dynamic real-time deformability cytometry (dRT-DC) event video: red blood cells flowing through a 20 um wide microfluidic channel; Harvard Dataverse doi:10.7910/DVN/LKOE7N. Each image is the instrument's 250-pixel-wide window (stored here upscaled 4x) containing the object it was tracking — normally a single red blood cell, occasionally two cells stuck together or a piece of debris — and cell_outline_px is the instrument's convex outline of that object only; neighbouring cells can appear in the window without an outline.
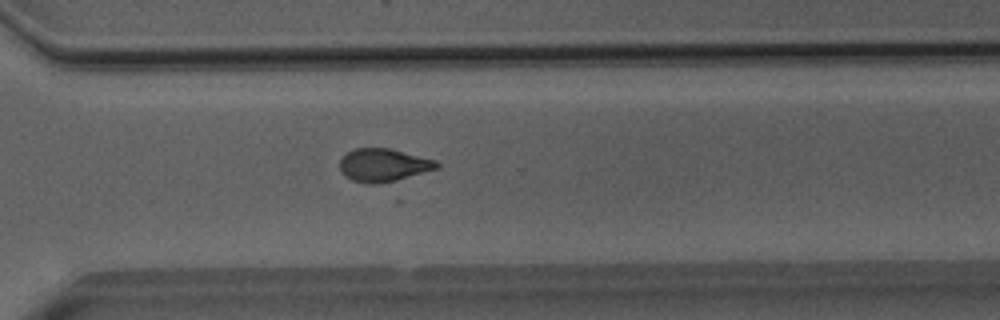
{"species": "Egyptian fruit bat (a non-hibernating species)", "species_latin": "Rousettus aegyptiacus", "temperature_condition": "room temperature", "stored_images_in_passage": 52, "camera_frame_rate_fps": 3000, "um_per_image_px": 0.085, "animal": {"sex": "male"}, "frame": {"image": 1, "passage_image": 37, "time_ms": 12.0, "image_size_px": [1000, 320], "cell_outline_px": [[440, 168], [396, 180], [380, 184], [368, 184], [352, 180], [344, 176], [340, 172], [340, 160], [348, 152], [356, 148], [388, 148], [436, 160], [440, 164]], "centroid_in_image_um": [32.59, 14.05], "position_along_channel_um": 338.0, "area_um2": 18.67}, "authors_computed_cell_mechanics": {"area_um2": 18.6694, "velocity_mm_per_s": 4.054, "shape_relaxation_time_tau1_ms": null, "shape_relaxation_time_tau2_ms": 3.5627, "deformation_change_tau1": null, "deformation_change_tau2": 0.0965}}